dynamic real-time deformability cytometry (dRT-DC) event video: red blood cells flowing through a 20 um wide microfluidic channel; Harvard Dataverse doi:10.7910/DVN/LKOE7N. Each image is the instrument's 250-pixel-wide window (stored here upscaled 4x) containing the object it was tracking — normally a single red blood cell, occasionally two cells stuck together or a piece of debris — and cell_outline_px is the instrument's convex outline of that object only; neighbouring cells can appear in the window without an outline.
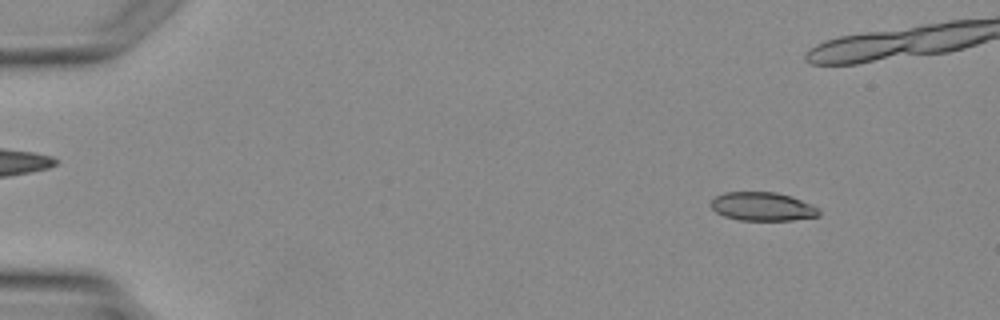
{"species": "Egyptian fruit bat (a non-hibernating species)", "species_latin": "Rousettus aegyptiacus", "temperature_condition": "warm", "stored_images_in_passage": 7, "segment_of_instrument_passage": [1, 2], "camera_frame_rate_fps": 3000, "um_per_image_px": 0.085, "animal": {"sex": "female"}, "frame": {"image": 1, "passage_image": 1, "time_ms": 0.0, "image_size_px": [1000, 320], "cell_outline_px": [[820, 216], [792, 220], [740, 220], [724, 216], [716, 212], [708, 204], [716, 196], [724, 192], [776, 192], [792, 196], [812, 204], [820, 208]], "centroid_in_image_um": [64.83, 17.55], "position_along_channel_um": 20.2, "area_um2": 18.21}}
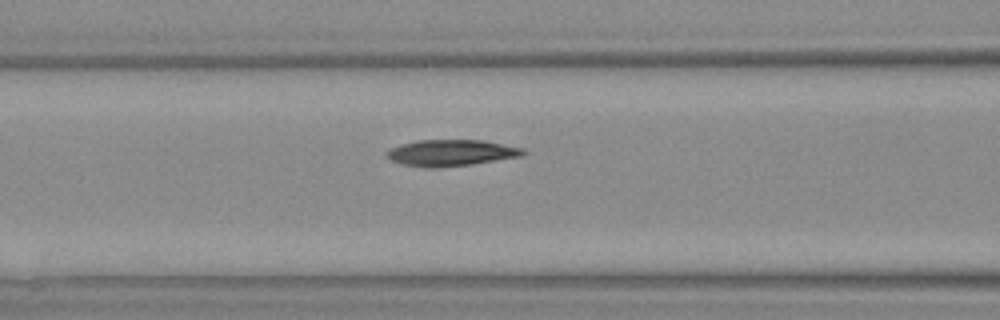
{"frame": {"image": 2, "passage_image": 6, "time_ms": 6.333, "image_size_px": [1000, 320], "cell_outline_px": [[528, 152], [524, 156], [468, 164], [432, 168], [428, 168], [404, 164], [392, 160], [384, 156], [384, 152], [388, 148], [400, 144], [416, 140], [484, 140], [524, 148]], "centroid_in_image_um": [38.33, 12.97], "position_along_channel_um": 128.3, "area_um2": 21.04}}